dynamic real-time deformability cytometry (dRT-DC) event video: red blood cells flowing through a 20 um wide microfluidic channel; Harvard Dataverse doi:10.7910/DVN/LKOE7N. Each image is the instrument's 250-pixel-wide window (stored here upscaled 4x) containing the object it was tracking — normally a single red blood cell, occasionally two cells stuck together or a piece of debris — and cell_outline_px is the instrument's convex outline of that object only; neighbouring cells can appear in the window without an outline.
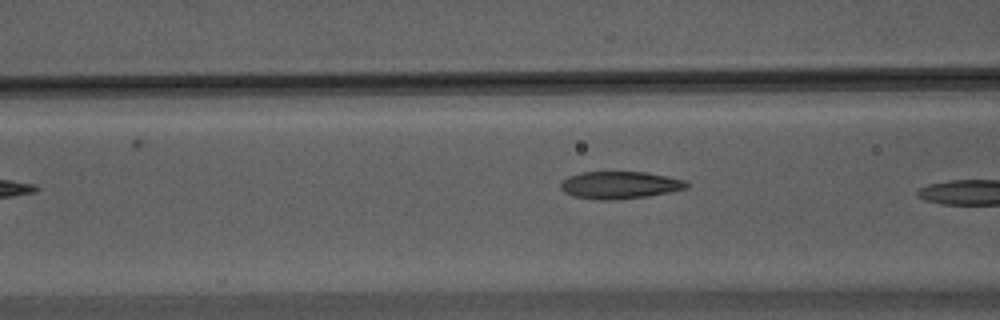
{"species": "Egyptian fruit bat (a non-hibernating species)", "species_latin": "Rousettus aegyptiacus", "temperature_condition": "warm", "stored_images_in_passage": 31, "camera_frame_rate_fps": 3000, "um_per_image_px": 0.085, "animal": {"sex": "male"}, "frame": {"image": 1, "passage_image": 18, "time_ms": 5.667, "image_size_px": [1000, 320], "cell_outline_px": [[688, 188], [672, 192], [648, 196], [612, 200], [600, 200], [572, 196], [564, 192], [560, 188], [560, 184], [568, 176], [580, 172], [648, 172], [684, 180], [688, 184]], "centroid_in_image_um": [52.68, 15.73], "position_along_channel_um": 113.9, "area_um2": 20.17}}